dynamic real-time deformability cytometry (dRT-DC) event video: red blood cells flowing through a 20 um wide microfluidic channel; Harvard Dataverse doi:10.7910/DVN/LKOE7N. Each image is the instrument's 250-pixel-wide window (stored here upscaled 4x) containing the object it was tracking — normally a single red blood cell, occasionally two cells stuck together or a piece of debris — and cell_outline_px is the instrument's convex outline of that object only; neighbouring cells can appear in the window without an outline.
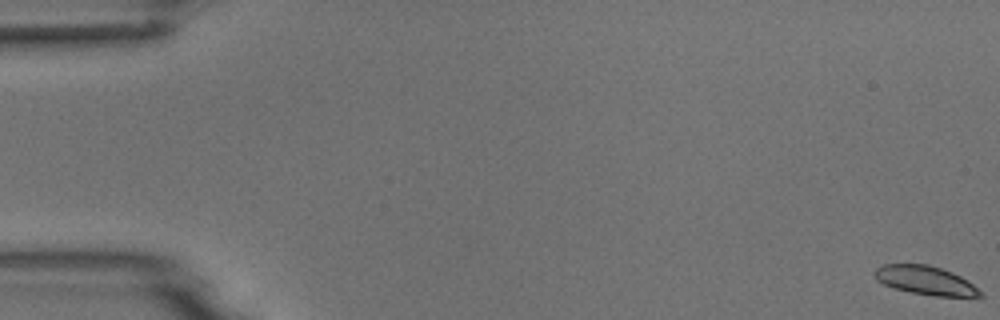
{"species": "common noctule bat (a hibernating species)", "species_latin": "Nyctalus noctula", "temperature_condition": "room temperature", "stored_images_in_passage": 8, "camera_frame_rate_fps": 3000, "um_per_image_px": 0.085, "animal": {"sex": "male", "body_mass_g": 18.8}, "frame": {"image": 1, "passage_image": 1, "time_ms": 0.0, "image_size_px": [1000, 320], "cell_outline_px": [[984, 296], [932, 296], [912, 292], [896, 288], [884, 284], [876, 280], [876, 268], [884, 264], [928, 264], [952, 272], [960, 276], [972, 284]], "centroid_in_image_um": [78.65, 23.82], "position_along_channel_um": 6.3, "area_um2": 17.28}}
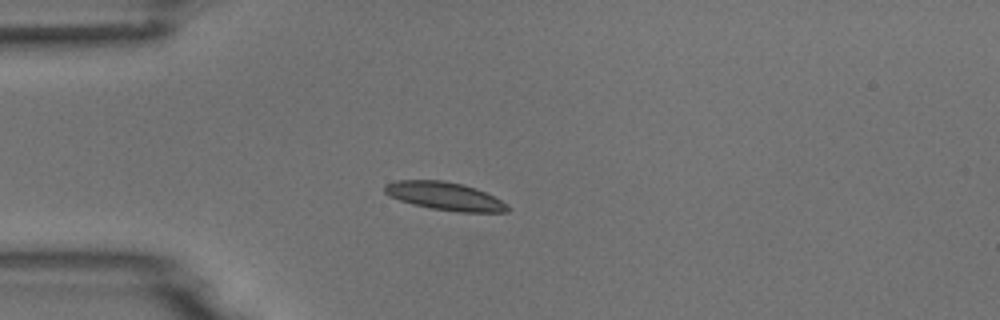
{"frame": {"image": 2, "passage_image": 5, "time_ms": 4.667, "image_size_px": [1000, 320], "cell_outline_px": [[512, 208], [508, 212], [456, 212], [432, 208], [412, 204], [388, 196], [384, 192], [384, 184], [396, 180], [444, 180], [464, 184], [476, 188], [508, 204]], "centroid_in_image_um": [37.8, 16.67], "position_along_channel_um": 47.2, "area_um2": 20.29}}